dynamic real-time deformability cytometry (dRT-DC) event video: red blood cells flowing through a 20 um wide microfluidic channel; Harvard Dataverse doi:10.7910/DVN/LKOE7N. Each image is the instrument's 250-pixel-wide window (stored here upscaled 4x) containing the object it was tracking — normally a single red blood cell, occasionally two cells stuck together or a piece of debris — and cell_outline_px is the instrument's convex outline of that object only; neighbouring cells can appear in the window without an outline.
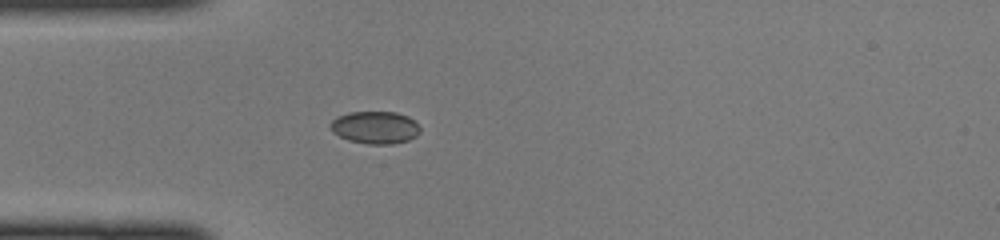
{"species": "common noctule bat (a hibernating species)", "species_latin": "Nyctalus noctula", "temperature_condition": "cold", "stored_images_in_passage": 35, "camera_frame_rate_fps": 3000, "um_per_image_px": 0.085, "animal": {"sex": "female", "body_mass_g": 22.0, "forearm_length_mm": 56.7}, "frame": {"image": 1, "passage_image": 1, "time_ms": 0.0, "image_size_px": [1000, 240], "cell_outline_px": [[420, 132], [416, 136], [408, 140], [392, 144], [368, 144], [348, 140], [332, 132], [328, 124], [332, 120], [348, 112], [396, 112], [408, 116], [420, 128]], "centroid_in_image_um": [31.86, 10.84], "position_along_channel_um": 53.1, "area_um2": 16.94}}
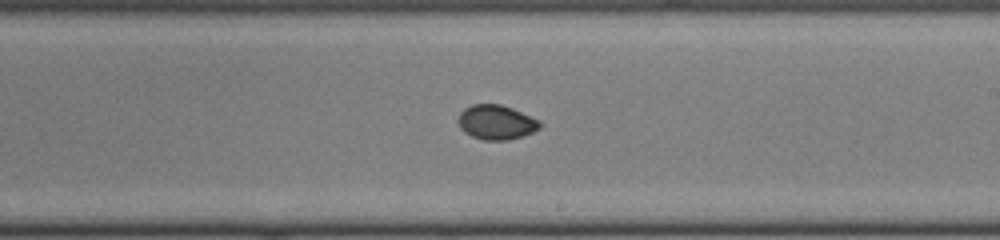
{"frame": {"image": 2, "passage_image": 15, "time_ms": 4.667, "image_size_px": [1000, 240], "cell_outline_px": [[540, 128], [532, 132], [508, 140], [484, 140], [472, 136], [464, 132], [460, 128], [456, 120], [460, 112], [464, 108], [472, 104], [500, 104], [512, 108], [540, 120]], "centroid_in_image_um": [42.14, 10.38], "position_along_channel_um": 246.9, "area_um2": 16.47}}
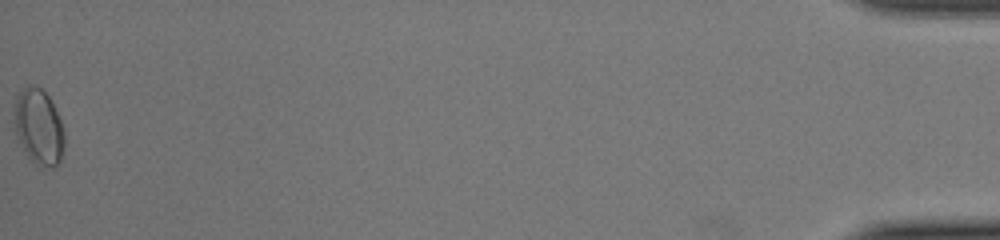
{"frame": {"image": 3, "passage_image": 35, "time_ms": 11.333, "image_size_px": [1000, 240], "cell_outline_px": [[64, 144], [60, 160], [52, 168], [36, 164], [24, 152], [16, 136], [16, 100], [20, 88], [28, 84], [40, 88], [48, 96], [60, 120], [64, 132]], "centroid_in_image_um": [3.29, 10.78], "position_along_channel_um": 431.9, "area_um2": 21.62}}